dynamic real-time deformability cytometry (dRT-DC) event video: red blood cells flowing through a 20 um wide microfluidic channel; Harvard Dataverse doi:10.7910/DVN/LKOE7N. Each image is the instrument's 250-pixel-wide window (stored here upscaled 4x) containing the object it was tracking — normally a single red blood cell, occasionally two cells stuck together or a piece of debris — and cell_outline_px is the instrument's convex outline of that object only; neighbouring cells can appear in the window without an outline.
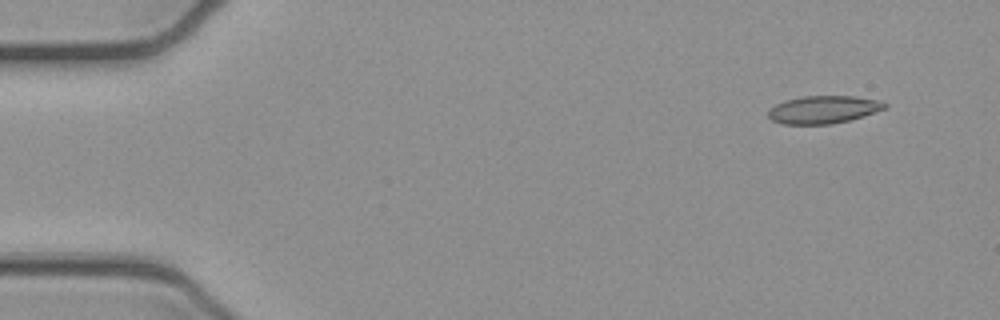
{"species": "common noctule bat (a hibernating species)", "species_latin": "Nyctalus noctula", "temperature_condition": "cold", "stored_images_in_passage": 4, "camera_frame_rate_fps": 3000, "um_per_image_px": 0.085, "animal": {"sex": "female", "body_mass_g": 21.9}, "frame": {"image": 1, "passage_image": 1, "time_ms": 0.0, "image_size_px": [1000, 320], "cell_outline_px": [[888, 108], [864, 116], [832, 124], [780, 124], [772, 120], [768, 116], [768, 112], [776, 104], [784, 100], [804, 96], [856, 96], [876, 100], [888, 104]], "centroid_in_image_um": [70.0, 9.31], "position_along_channel_um": 15.0, "area_um2": 18.84}}
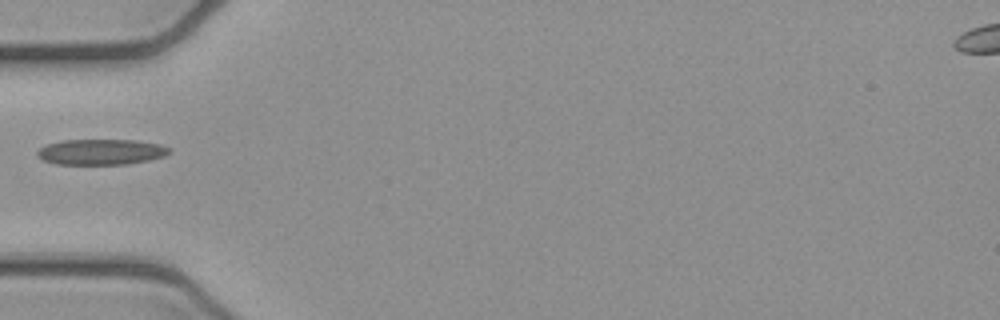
{"frame": {"image": 2, "passage_image": 4, "time_ms": 1.0, "image_size_px": [1000, 320], "cell_outline_px": [[172, 148], [164, 156], [148, 160], [128, 164], [56, 164], [44, 160], [36, 156], [36, 152], [40, 148], [48, 144], [64, 140], [136, 140], [160, 144]], "centroid_in_image_um": [8.59, 12.91], "position_along_channel_um": 76.4, "area_um2": 19.65}}